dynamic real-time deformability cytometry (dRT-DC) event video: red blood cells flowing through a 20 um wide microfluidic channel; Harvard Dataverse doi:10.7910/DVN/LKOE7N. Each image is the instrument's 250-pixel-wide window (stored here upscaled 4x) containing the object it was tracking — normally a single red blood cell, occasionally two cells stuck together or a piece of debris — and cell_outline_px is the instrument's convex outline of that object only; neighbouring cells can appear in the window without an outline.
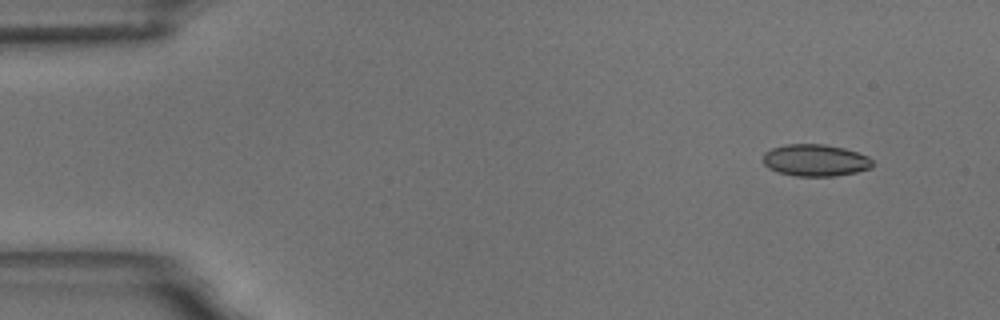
{"species": "common noctule bat (a hibernating species)", "species_latin": "Nyctalus noctula", "temperature_condition": "room temperature", "stored_images_in_passage": 54, "camera_frame_rate_fps": 3000, "um_per_image_px": 0.085, "animal": {"sex": "male", "body_mass_g": 18.8}, "frame": {"image": 1, "passage_image": 1, "time_ms": 0.0, "image_size_px": [1000, 320], "cell_outline_px": [[876, 164], [872, 168], [856, 172], [832, 176], [796, 176], [780, 172], [768, 168], [764, 164], [764, 152], [772, 148], [784, 144], [824, 144], [844, 148], [868, 156]], "centroid_in_image_um": [69.33, 13.62], "position_along_channel_um": 15.7, "area_um2": 20.4}}
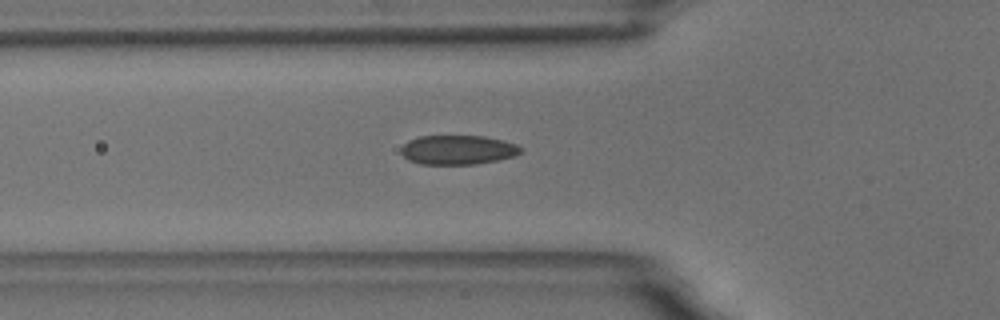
{"frame": {"image": 2, "passage_image": 16, "time_ms": 5.0, "image_size_px": [1000, 320], "cell_outline_px": [[524, 148], [516, 156], [476, 164], [420, 164], [408, 160], [400, 152], [400, 148], [408, 140], [420, 136], [484, 136], [504, 140], [516, 144]], "centroid_in_image_um": [38.92, 12.73], "position_along_channel_um": 86.9, "area_um2": 20.58}}
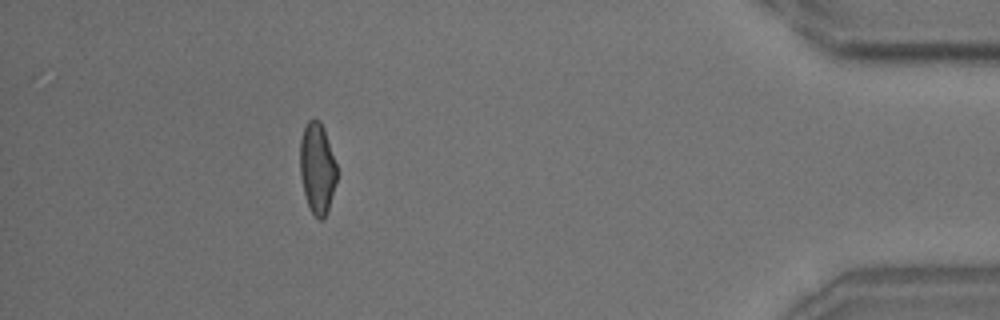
{"frame": {"image": 3, "passage_image": 48, "time_ms": 15.667, "image_size_px": [1000, 320], "cell_outline_px": [[336, 180], [328, 208], [324, 220], [320, 220], [308, 208], [300, 176], [300, 140], [304, 128], [308, 120], [320, 120], [324, 128], [336, 164]], "centroid_in_image_um": [26.95, 14.3], "position_along_channel_um": 408.3, "area_um2": 19.31}, "authors_computed_cell_mechanics": {"area_um2": 20.4901, "velocity_mm_per_s": 3.5046, "shape_relaxation_time_tau1_ms": 5.2543, "shape_relaxation_time_tau2_ms": 1.1219, "deformation_change_tau1": 0.1323, "deformation_change_tau2": 0.0739}}